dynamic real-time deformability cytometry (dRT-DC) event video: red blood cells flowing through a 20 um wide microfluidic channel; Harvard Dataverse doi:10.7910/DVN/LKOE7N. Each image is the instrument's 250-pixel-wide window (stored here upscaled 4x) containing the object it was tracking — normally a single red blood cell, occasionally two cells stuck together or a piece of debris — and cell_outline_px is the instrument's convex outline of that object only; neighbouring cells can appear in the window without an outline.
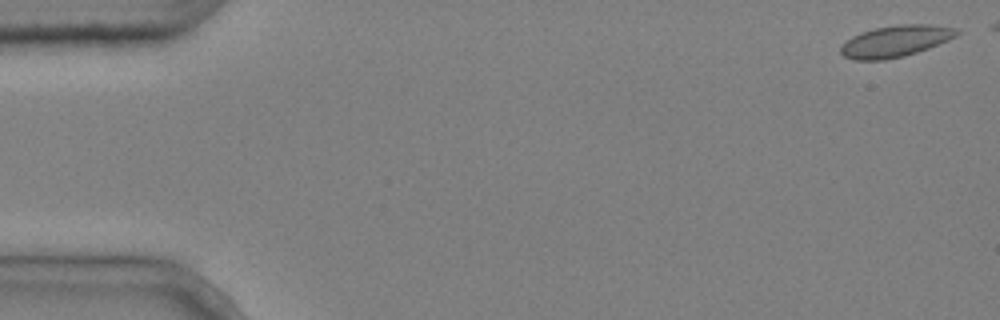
{"species": "common noctule bat (a hibernating species)", "species_latin": "Nyctalus noctula", "temperature_condition": "cold", "stored_images_in_passage": 5, "camera_frame_rate_fps": 3000, "um_per_image_px": 0.085, "animal": {"sex": "male", "body_mass_g": 20.4}, "frame": {"image": 1, "passage_image": 1, "time_ms": 0.0, "image_size_px": [1000, 320], "cell_outline_px": [[960, 32], [956, 36], [948, 40], [928, 48], [904, 56], [884, 60], [852, 60], [844, 56], [840, 52], [840, 48], [852, 36], [860, 32], [876, 28], [900, 24], [928, 24], [960, 28]], "centroid_in_image_um": [76.14, 3.49], "position_along_channel_um": 8.9, "area_um2": 21.27}}